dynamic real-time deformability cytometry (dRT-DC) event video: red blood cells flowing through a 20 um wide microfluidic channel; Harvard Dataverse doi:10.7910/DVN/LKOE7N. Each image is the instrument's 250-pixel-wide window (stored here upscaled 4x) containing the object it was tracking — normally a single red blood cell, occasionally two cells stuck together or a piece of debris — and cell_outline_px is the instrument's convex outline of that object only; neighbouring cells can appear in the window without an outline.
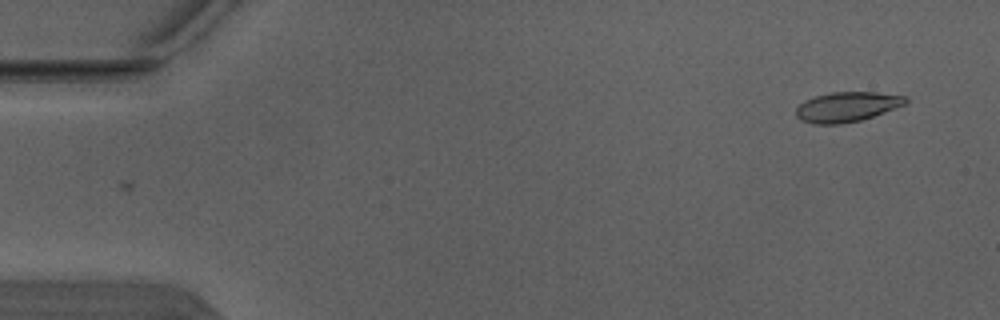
{"species": "Egyptian fruit bat (a non-hibernating species)", "species_latin": "Rousettus aegyptiacus", "temperature_condition": "warm", "stored_images_in_passage": 3, "camera_frame_rate_fps": 3000, "um_per_image_px": 0.085, "animal": {"sex": "male"}, "frame": {"image": 1, "passage_image": 3, "time_ms": 0.667, "image_size_px": [1000, 320], "cell_outline_px": [[908, 100], [904, 104], [884, 112], [860, 120], [840, 124], [812, 124], [800, 120], [796, 116], [796, 108], [804, 100], [816, 96], [832, 92], [876, 92], [908, 96]], "centroid_in_image_um": [71.96, 9.08], "position_along_channel_um": 13.0, "area_um2": 19.02}}